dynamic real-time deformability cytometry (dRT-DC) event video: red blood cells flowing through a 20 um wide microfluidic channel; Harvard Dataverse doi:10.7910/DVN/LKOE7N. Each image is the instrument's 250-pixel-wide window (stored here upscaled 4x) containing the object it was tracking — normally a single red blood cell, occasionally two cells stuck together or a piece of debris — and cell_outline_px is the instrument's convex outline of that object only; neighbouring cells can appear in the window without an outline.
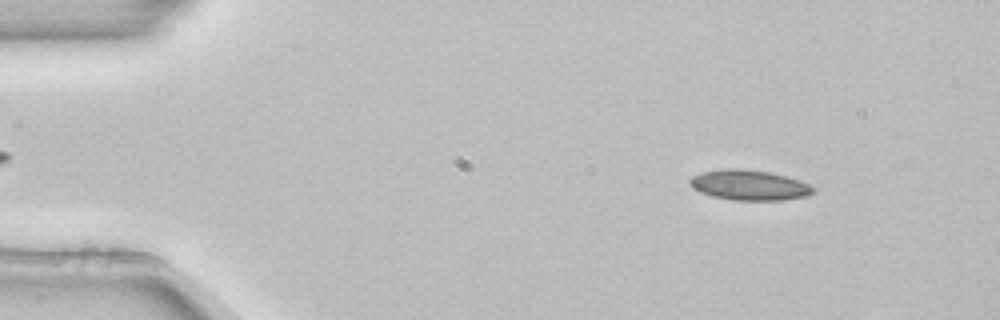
{"species": "common noctule bat (a hibernating species)", "species_latin": "Nyctalus noctula", "temperature_condition": "room temperature", "stored_images_in_passage": 3, "camera_frame_rate_fps": 3000, "um_per_image_px": 0.085, "animal": {"sex": "female", "body_mass_g": 22.7, "forearm_length_mm": 54.2}, "frame": {"image": 1, "passage_image": 1, "time_ms": 0.0, "image_size_px": [1000, 320], "cell_outline_px": [[816, 188], [808, 196], [784, 200], [732, 200], [712, 196], [700, 192], [692, 188], [688, 180], [692, 176], [700, 172], [724, 168], [736, 168], [768, 172], [788, 176], [800, 180]], "centroid_in_image_um": [63.67, 15.73], "position_along_channel_um": 21.3, "area_um2": 21.91}}